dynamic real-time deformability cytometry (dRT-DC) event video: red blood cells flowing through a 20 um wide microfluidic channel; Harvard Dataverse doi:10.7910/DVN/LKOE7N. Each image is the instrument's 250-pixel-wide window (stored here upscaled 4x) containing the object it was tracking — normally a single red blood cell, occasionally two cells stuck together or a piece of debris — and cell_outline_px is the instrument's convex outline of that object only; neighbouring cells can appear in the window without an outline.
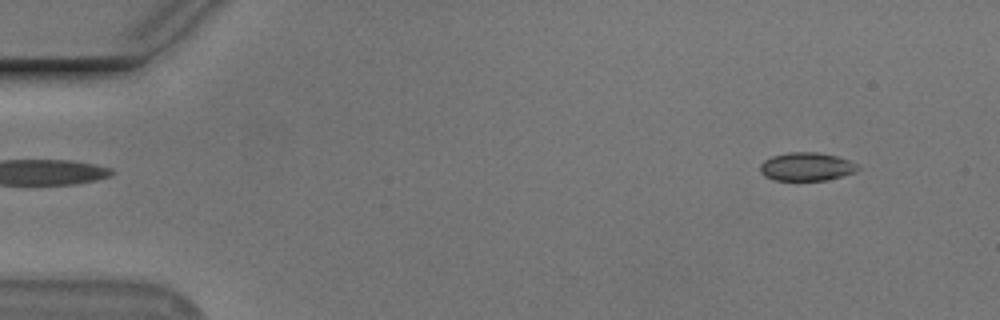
{"species": "Egyptian fruit bat (a non-hibernating species)", "species_latin": "Rousettus aegyptiacus", "temperature_condition": "cold", "stored_images_in_passage": 17, "camera_frame_rate_fps": 3000, "um_per_image_px": 0.085, "animal": {"sex": "male"}, "frame": {"image": 1, "passage_image": 1, "time_ms": 0.0, "image_size_px": [1000, 320], "cell_outline_px": [[860, 168], [856, 172], [828, 180], [772, 180], [764, 176], [760, 172], [760, 164], [764, 160], [772, 156], [788, 152], [816, 152], [836, 156], [848, 160], [856, 164]], "centroid_in_image_um": [68.53, 14.17], "position_along_channel_um": 16.5, "area_um2": 16.18}}
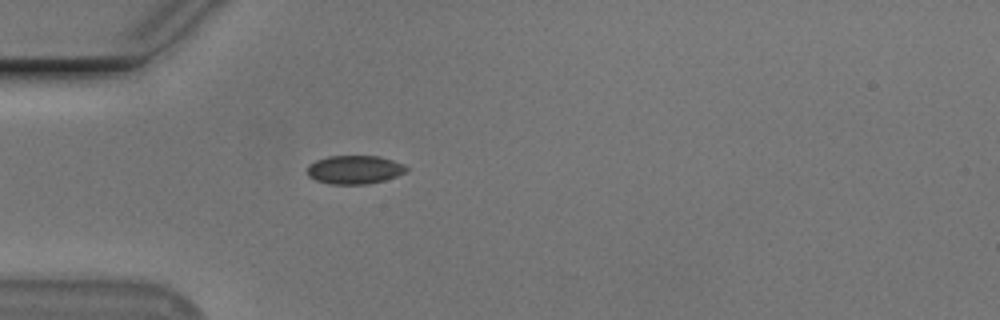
{"frame": {"image": 2, "passage_image": 12, "time_ms": 3.667, "image_size_px": [1000, 320], "cell_outline_px": [[408, 168], [404, 172], [396, 176], [384, 180], [368, 184], [328, 184], [316, 180], [308, 176], [308, 164], [316, 160], [328, 156], [380, 156], [404, 164]], "centroid_in_image_um": [30.12, 14.42], "position_along_channel_um": 54.9, "area_um2": 16.47}}